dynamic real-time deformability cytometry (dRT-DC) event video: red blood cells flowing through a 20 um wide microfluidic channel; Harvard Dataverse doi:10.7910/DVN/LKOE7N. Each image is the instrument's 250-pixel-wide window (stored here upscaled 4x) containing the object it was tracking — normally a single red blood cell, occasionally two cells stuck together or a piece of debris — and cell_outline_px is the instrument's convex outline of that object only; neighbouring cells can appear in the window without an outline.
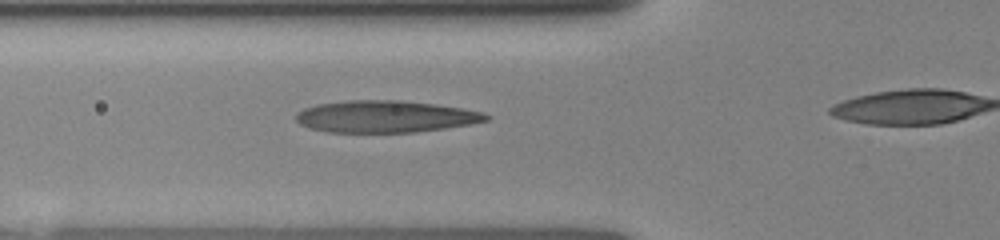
{"species": "human", "species_latin": "Homo sapiens", "temperature_condition": "room temperature", "stored_images_in_passage": 12, "camera_frame_rate_fps": 3000, "um_per_image_px": 0.085, "donor": {"sex": "female"}, "frame": {"image": 1, "passage_image": 10, "time_ms": 3.667, "image_size_px": [1000, 240], "cell_outline_px": [[492, 116], [488, 120], [472, 124], [416, 132], [328, 132], [308, 128], [300, 124], [296, 120], [296, 112], [304, 108], [316, 104], [348, 100], [400, 100], [436, 104], [464, 108], [484, 112]], "centroid_in_image_um": [32.77, 9.9], "position_along_channel_um": 93.0, "area_um2": 35.66}}